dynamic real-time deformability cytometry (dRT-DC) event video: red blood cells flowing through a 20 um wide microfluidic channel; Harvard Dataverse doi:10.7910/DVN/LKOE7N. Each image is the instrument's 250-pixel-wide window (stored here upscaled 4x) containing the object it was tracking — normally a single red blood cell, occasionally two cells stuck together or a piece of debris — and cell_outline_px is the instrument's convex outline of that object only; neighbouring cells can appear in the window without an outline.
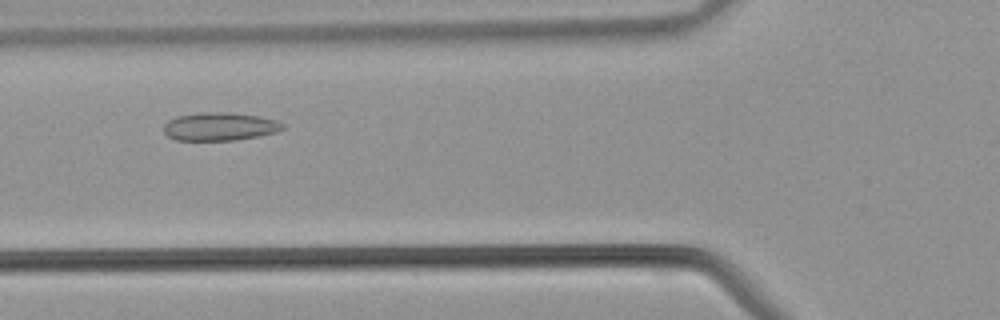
{"species": "common noctule bat (a hibernating species)", "species_latin": "Nyctalus noctula", "temperature_condition": "warm", "stored_images_in_passage": 19, "camera_frame_rate_fps": 3000, "um_per_image_px": 0.085, "animal": {"sex": "male", "body_mass_g": 21.5, "forearm_length_mm": 52.0}, "frame": {"image": 1, "passage_image": 6, "time_ms": 1.667, "image_size_px": [1000, 320], "cell_outline_px": [[284, 128], [276, 132], [236, 140], [176, 140], [168, 136], [164, 132], [164, 124], [168, 120], [176, 116], [204, 112], [228, 112], [260, 116], [276, 120], [284, 124]], "centroid_in_image_um": [18.67, 10.75], "position_along_channel_um": 107.1, "area_um2": 19.48}}
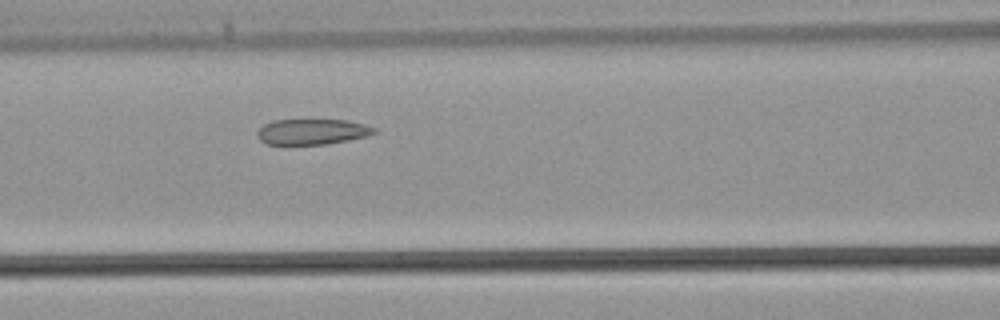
{"frame": {"image": 2, "passage_image": 8, "time_ms": 2.333, "image_size_px": [1000, 320], "cell_outline_px": [[376, 132], [368, 136], [348, 140], [324, 144], [264, 144], [256, 136], [256, 132], [264, 124], [272, 120], [344, 120], [364, 124], [376, 128]], "centroid_in_image_um": [26.5, 11.2], "position_along_channel_um": 140.1, "area_um2": 17.4}}
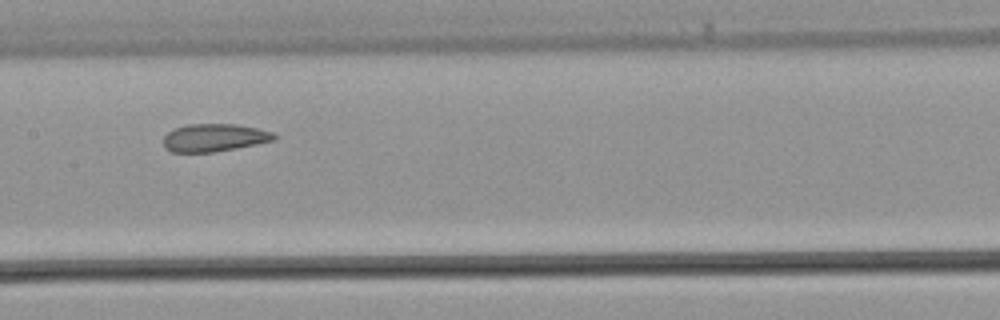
{"frame": {"image": 3, "passage_image": 11, "time_ms": 3.333, "image_size_px": [1000, 320], "cell_outline_px": [[276, 140], [216, 152], [172, 152], [164, 148], [164, 136], [168, 132], [176, 128], [188, 124], [236, 124], [256, 128], [272, 132], [276, 136]], "centroid_in_image_um": [18.21, 11.71], "position_along_channel_um": 189.2, "area_um2": 17.86}}